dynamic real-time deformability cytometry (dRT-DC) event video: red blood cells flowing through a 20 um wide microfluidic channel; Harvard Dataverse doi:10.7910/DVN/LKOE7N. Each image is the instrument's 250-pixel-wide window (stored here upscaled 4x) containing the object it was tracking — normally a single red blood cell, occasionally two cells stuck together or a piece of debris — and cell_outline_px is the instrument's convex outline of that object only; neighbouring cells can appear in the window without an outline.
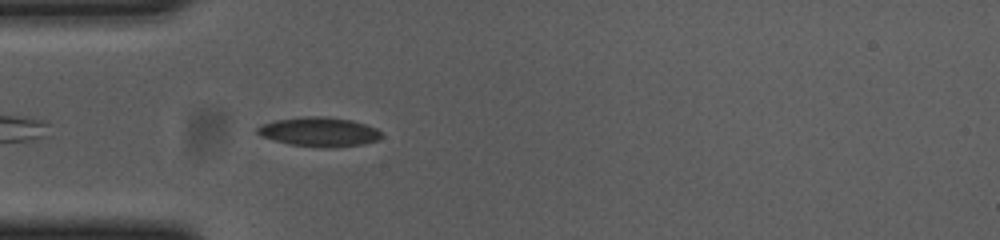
{"species": "common noctule bat (a hibernating species)", "species_latin": "Nyctalus noctula", "temperature_condition": "cold", "stored_images_in_passage": 19, "camera_frame_rate_fps": 3000, "um_per_image_px": 0.085, "animal": {"sex": "female", "body_mass_g": 23.0, "forearm_length_mm": 53.4}, "frame": {"image": 1, "passage_image": 1, "time_ms": 0.0, "image_size_px": [1000, 240], "cell_outline_px": [[384, 136], [376, 140], [360, 144], [328, 148], [292, 144], [260, 136], [256, 132], [256, 128], [264, 124], [276, 120], [300, 116], [324, 116], [352, 120], [376, 128]], "centroid_in_image_um": [27.13, 11.19], "position_along_channel_um": 57.9, "area_um2": 20.92}}
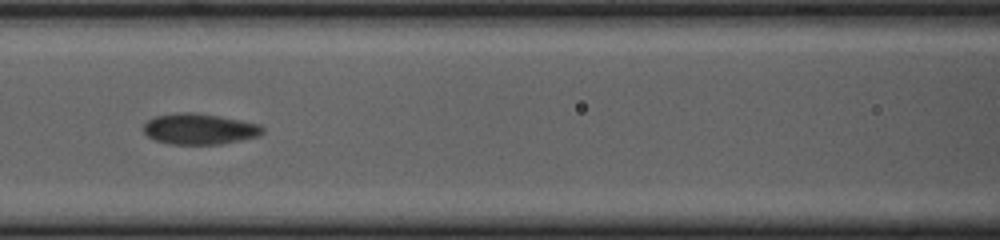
{"frame": {"image": 2, "passage_image": 9, "time_ms": 2.667, "image_size_px": [1000, 240], "cell_outline_px": [[264, 132], [260, 136], [220, 144], [168, 144], [156, 140], [148, 136], [144, 132], [144, 124], [148, 120], [156, 116], [176, 112], [192, 112], [220, 116], [260, 124], [264, 128]], "centroid_in_image_um": [16.97, 10.96], "position_along_channel_um": 149.6, "area_um2": 21.44}}
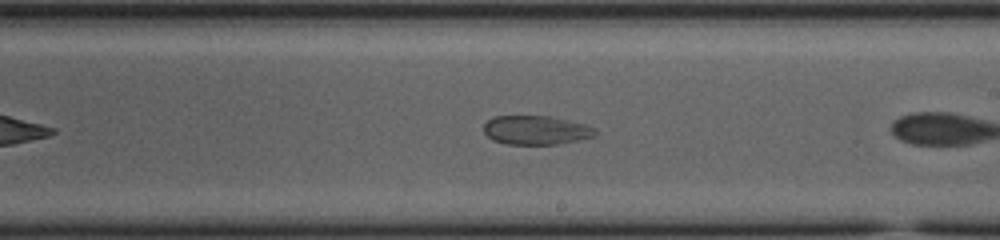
{"frame": {"image": 3, "passage_image": 14, "time_ms": 4.333, "image_size_px": [1000, 240], "cell_outline_px": [[596, 136], [556, 144], [504, 144], [492, 140], [484, 132], [484, 124], [488, 120], [496, 116], [548, 116], [584, 124], [596, 128]], "centroid_in_image_um": [45.54, 11.06], "position_along_channel_um": 243.5, "area_um2": 18.67}}